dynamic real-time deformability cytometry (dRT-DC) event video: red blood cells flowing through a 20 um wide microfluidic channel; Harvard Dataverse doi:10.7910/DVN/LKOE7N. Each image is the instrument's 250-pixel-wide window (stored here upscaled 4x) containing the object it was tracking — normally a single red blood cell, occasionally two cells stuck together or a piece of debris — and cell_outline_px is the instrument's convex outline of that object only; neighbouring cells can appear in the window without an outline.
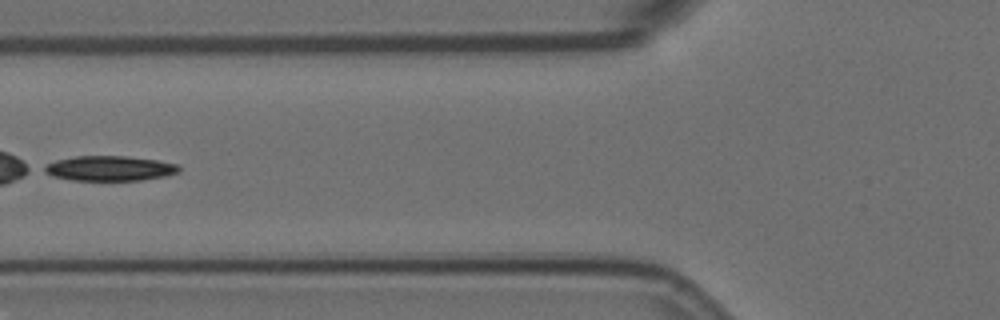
{"species": "Egyptian fruit bat (a non-hibernating species)", "species_latin": "Rousettus aegyptiacus", "temperature_condition": "room temperature", "stored_images_in_passage": 4, "camera_frame_rate_fps": 3000, "um_per_image_px": 0.085, "animal": {"sex": "female"}, "frame": {"image": 1, "passage_image": 4, "time_ms": 1.0, "image_size_px": [1000, 320], "cell_outline_px": [[180, 172], [164, 176], [140, 180], [72, 180], [52, 176], [44, 172], [40, 168], [56, 160], [76, 156], [124, 156], [156, 160], [180, 164]], "centroid_in_image_um": [9.31, 14.31], "position_along_channel_um": 116.5, "area_um2": 19.59}}